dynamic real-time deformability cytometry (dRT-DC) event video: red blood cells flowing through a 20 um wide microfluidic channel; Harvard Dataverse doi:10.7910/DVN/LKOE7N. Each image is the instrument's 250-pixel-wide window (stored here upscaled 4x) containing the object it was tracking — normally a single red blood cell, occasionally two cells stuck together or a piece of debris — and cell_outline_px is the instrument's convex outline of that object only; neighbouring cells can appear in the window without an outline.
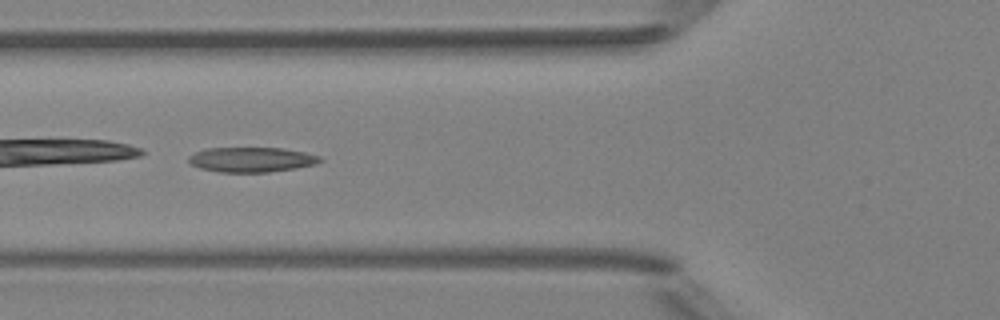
{"species": "Egyptian fruit bat (a non-hibernating species)", "species_latin": "Rousettus aegyptiacus", "temperature_condition": "room temperature", "stored_images_in_passage": 4, "camera_frame_rate_fps": 3000, "um_per_image_px": 0.085, "animal": {"sex": "female"}, "frame": {"image": 1, "passage_image": 2, "time_ms": 1.0, "image_size_px": [1000, 320], "cell_outline_px": [[324, 160], [316, 164], [296, 168], [268, 172], [220, 172], [200, 168], [192, 164], [188, 160], [188, 156], [196, 152], [208, 148], [284, 148], [304, 152], [320, 156]], "centroid_in_image_um": [21.41, 13.56], "position_along_channel_um": 104.4, "area_um2": 19.02}}
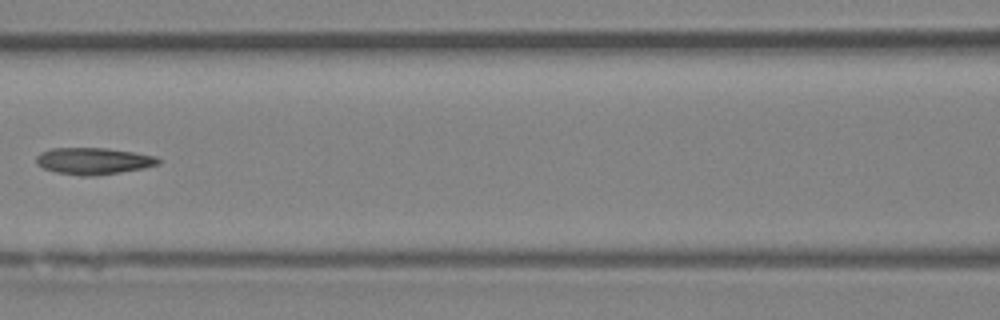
{"frame": {"image": 2, "passage_image": 3, "time_ms": 2.333, "image_size_px": [1000, 320], "cell_outline_px": [[160, 164], [144, 168], [120, 172], [92, 176], [80, 176], [56, 172], [44, 168], [36, 164], [36, 156], [40, 152], [52, 148], [108, 148], [156, 156], [160, 160]], "centroid_in_image_um": [7.93, 13.68], "position_along_channel_um": 158.7, "area_um2": 19.02}}
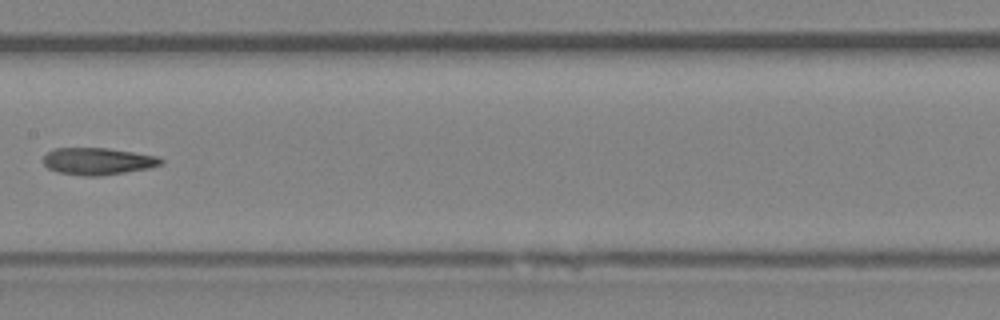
{"frame": {"image": 3, "passage_image": 4, "time_ms": 3.333, "image_size_px": [1000, 320], "cell_outline_px": [[164, 164], [148, 168], [100, 176], [84, 176], [56, 172], [48, 168], [44, 164], [44, 156], [48, 152], [56, 148], [108, 148], [156, 156], [164, 160]], "centroid_in_image_um": [8.31, 13.71], "position_along_channel_um": 199.1, "area_um2": 18.44}}